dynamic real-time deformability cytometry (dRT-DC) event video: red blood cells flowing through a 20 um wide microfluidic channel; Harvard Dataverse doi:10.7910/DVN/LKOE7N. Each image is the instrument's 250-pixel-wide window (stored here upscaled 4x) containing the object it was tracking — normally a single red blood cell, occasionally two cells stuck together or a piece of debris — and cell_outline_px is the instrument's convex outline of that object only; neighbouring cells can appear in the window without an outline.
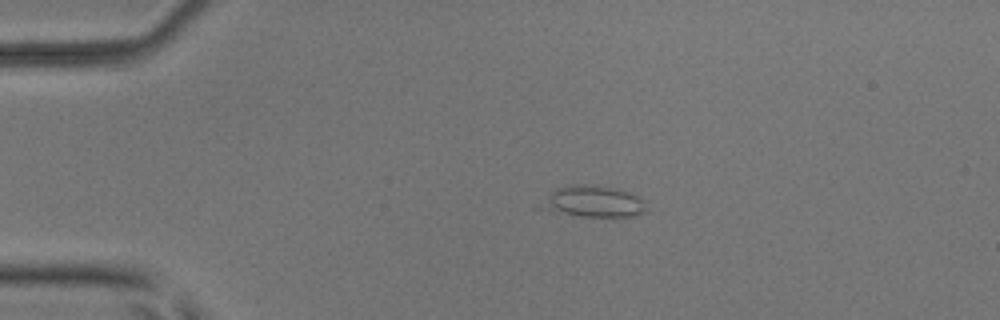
{"species": "common noctule bat (a hibernating species)", "species_latin": "Nyctalus noctula", "temperature_condition": "room temperature", "stored_images_in_passage": 19, "camera_frame_rate_fps": 3000, "um_per_image_px": 0.085, "animal": {"sex": "male", "body_mass_g": 17.9, "forearm_length_mm": 54.2}, "frame": {"image": 1, "passage_image": 11, "time_ms": 3.333, "image_size_px": [1000, 320], "cell_outline_px": [[648, 212], [632, 216], [580, 216], [532, 208], [556, 188], [572, 184], [596, 184], [620, 188], [636, 196], [640, 200]], "centroid_in_image_um": [50.32, 17.11], "position_along_channel_um": 34.7, "area_um2": 19.59}}